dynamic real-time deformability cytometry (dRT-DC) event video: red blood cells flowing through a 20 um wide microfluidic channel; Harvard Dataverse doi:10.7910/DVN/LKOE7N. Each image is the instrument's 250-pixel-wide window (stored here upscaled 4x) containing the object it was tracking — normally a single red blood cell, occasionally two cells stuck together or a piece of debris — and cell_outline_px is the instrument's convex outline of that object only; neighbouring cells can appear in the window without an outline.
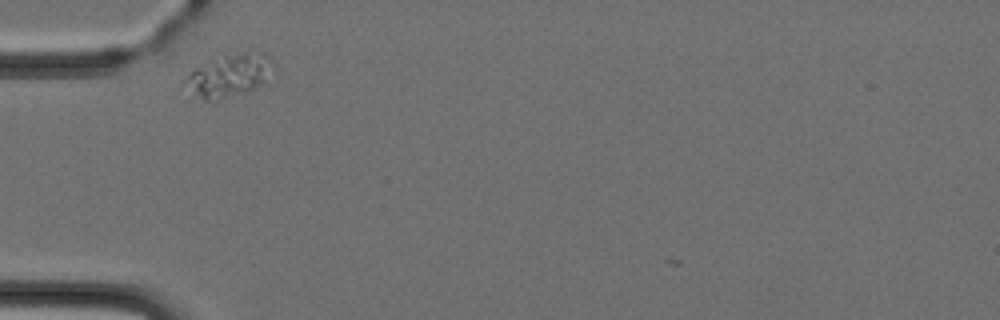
{"species": "Egyptian fruit bat (a non-hibernating species)", "species_latin": "Rousettus aegyptiacus", "temperature_condition": "cold", "stored_images_in_passage": 2, "camera_frame_rate_fps": 3000, "um_per_image_px": 0.085, "animal": {"sex": "female"}, "frame": {"image": 1, "passage_image": 1, "time_ms": 0.0, "image_size_px": [1000, 320], "cell_outline_px": [[276, 80], [268, 84], [244, 92], [208, 100], [204, 100], [188, 84], [188, 76], [192, 68], [212, 60], [252, 48], [264, 52], [272, 60]], "centroid_in_image_um": [19.74, 6.33], "position_along_channel_um": 65.3, "area_um2": 21.96}}
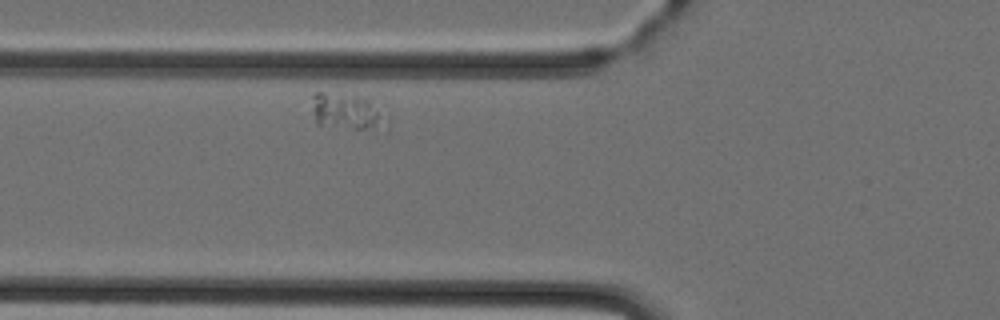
{"frame": {"image": 2, "passage_image": 2, "time_ms": 1.0, "image_size_px": [1000, 320], "cell_outline_px": [[388, 132], [316, 124], [312, 96], [316, 92], [324, 92], [356, 96], [368, 100], [388, 124]], "centroid_in_image_um": [29.5, 9.54], "position_along_channel_um": 96.3, "area_um2": 15.32}}